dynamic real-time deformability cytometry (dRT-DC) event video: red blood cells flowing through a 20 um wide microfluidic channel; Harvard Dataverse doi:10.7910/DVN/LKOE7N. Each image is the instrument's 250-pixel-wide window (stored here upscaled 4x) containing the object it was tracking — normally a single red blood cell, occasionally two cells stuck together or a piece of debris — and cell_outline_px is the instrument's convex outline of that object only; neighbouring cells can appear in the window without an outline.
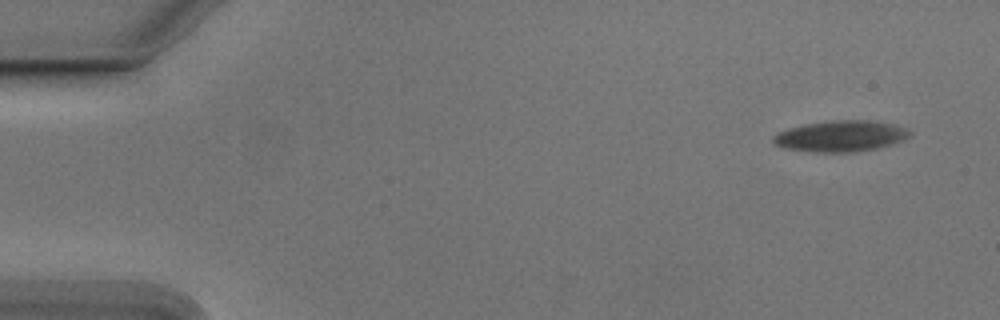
{"species": "Egyptian fruit bat (a non-hibernating species)", "species_latin": "Rousettus aegyptiacus", "temperature_condition": "cold", "stored_images_in_passage": 12, "camera_frame_rate_fps": 3000, "um_per_image_px": 0.085, "animal": {"sex": "male"}, "frame": {"image": 1, "passage_image": 1, "time_ms": 0.0, "image_size_px": [1000, 320], "cell_outline_px": [[912, 136], [904, 140], [892, 144], [876, 148], [852, 152], [820, 152], [784, 148], [772, 144], [772, 136], [780, 132], [804, 124], [832, 120], [864, 120], [892, 124], [908, 128], [912, 132]], "centroid_in_image_um": [71.49, 11.57], "position_along_channel_um": 13.5, "area_um2": 24.62}}